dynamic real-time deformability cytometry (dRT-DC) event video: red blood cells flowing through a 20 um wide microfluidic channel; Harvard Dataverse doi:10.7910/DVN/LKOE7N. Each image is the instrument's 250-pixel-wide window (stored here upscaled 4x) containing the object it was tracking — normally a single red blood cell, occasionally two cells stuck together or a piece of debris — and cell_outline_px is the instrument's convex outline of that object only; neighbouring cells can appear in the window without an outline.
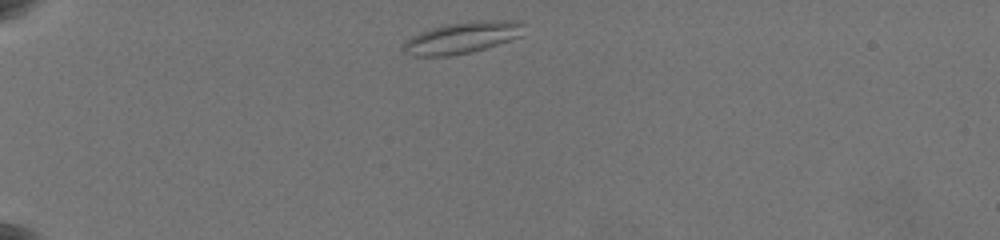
{"species": "common noctule bat (a hibernating species)", "species_latin": "Nyctalus noctula", "temperature_condition": "warm", "stored_images_in_passage": 10, "camera_frame_rate_fps": 3000, "um_per_image_px": 0.085, "animal": {"sex": "female", "body_mass_g": 19.5, "forearm_length_mm": 54.1}, "frame": {"image": 1, "passage_image": 1, "time_ms": 0.0, "image_size_px": [1000, 240], "cell_outline_px": [[524, 24], [520, 36], [472, 52], [448, 56], [412, 56], [404, 52], [404, 44], [412, 36], [420, 32], [432, 28], [448, 24], [476, 20], [520, 20]], "centroid_in_image_um": [39.29, 3.19], "position_along_channel_um": 45.7, "area_um2": 21.85}}
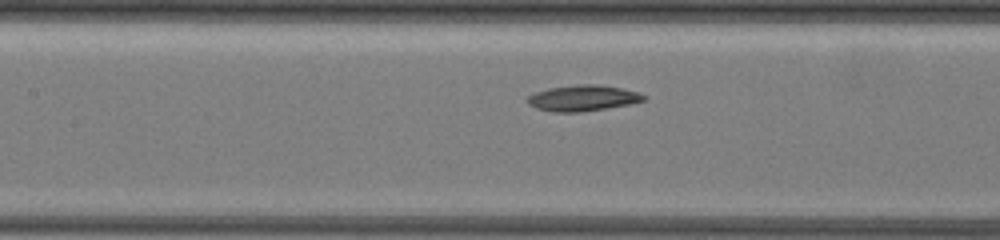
{"frame": {"image": 2, "passage_image": 7, "time_ms": 4.667, "image_size_px": [1000, 240], "cell_outline_px": [[648, 100], [632, 104], [580, 112], [552, 112], [536, 108], [528, 104], [524, 100], [528, 96], [536, 92], [548, 88], [576, 84], [600, 84], [624, 88], [640, 92]], "centroid_in_image_um": [49.56, 8.33], "position_along_channel_um": 157.8, "area_um2": 17.92}}
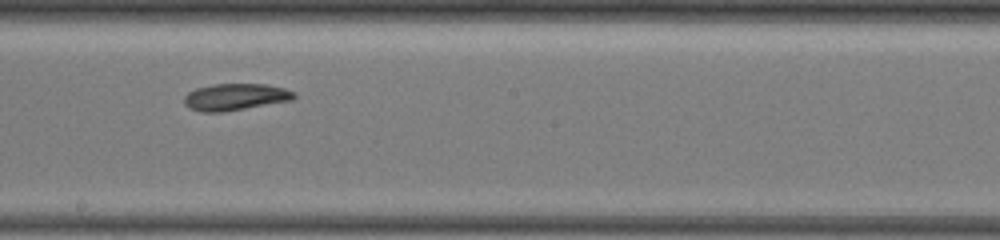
{"frame": {"image": 3, "passage_image": 9, "time_ms": 6.667, "image_size_px": [1000, 240], "cell_outline_px": [[296, 96], [292, 100], [224, 112], [200, 112], [188, 108], [184, 104], [184, 96], [188, 92], [196, 88], [212, 84], [268, 84], [284, 88], [296, 92]], "centroid_in_image_um": [19.99, 8.24], "position_along_channel_um": 228.2, "area_um2": 17.34}}